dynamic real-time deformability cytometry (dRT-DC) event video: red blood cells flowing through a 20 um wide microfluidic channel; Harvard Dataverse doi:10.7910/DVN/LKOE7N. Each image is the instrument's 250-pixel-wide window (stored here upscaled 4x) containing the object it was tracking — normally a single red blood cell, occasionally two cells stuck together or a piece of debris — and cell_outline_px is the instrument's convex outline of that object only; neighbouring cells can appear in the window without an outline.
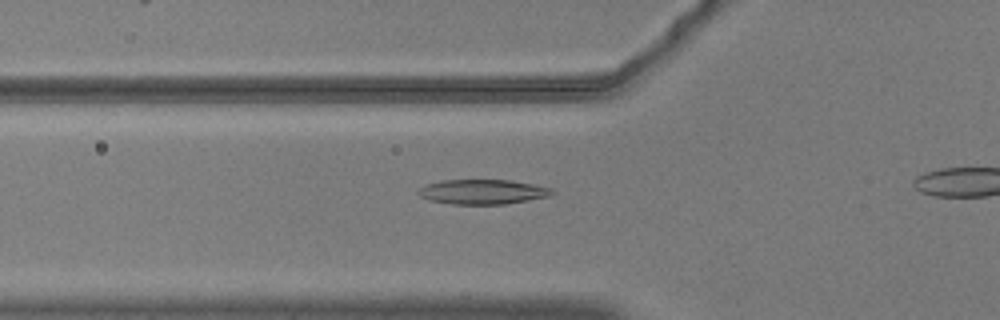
{"species": "common noctule bat (a hibernating species)", "species_latin": "Nyctalus noctula", "temperature_condition": "warm", "stored_images_in_passage": 38, "camera_frame_rate_fps": 3000, "um_per_image_px": 0.085, "animal": {"sex": "male", "body_mass_g": 20.5, "forearm_length_mm": 52.5}, "frame": {"image": 1, "passage_image": 12, "time_ms": 3.667, "image_size_px": [1000, 320], "cell_outline_px": [[556, 192], [552, 196], [504, 204], [452, 204], [428, 200], [420, 196], [416, 192], [424, 184], [440, 180], [508, 180], [532, 184], [552, 188]], "centroid_in_image_um": [41.01, 16.3], "position_along_channel_um": 84.8, "area_um2": 19.42}}
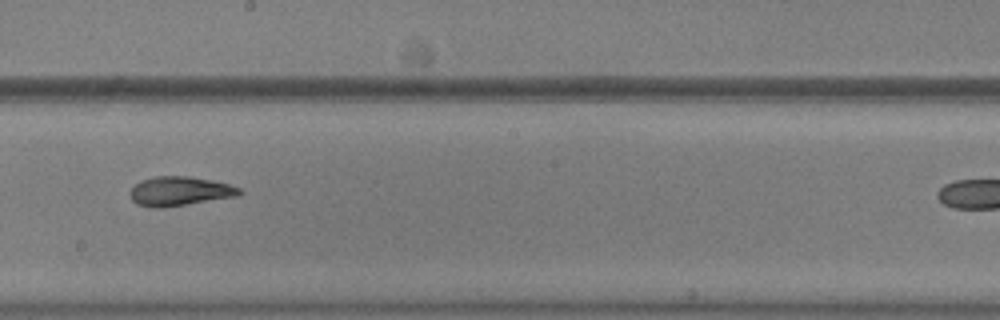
{"frame": {"image": 2, "passage_image": 24, "time_ms": 7.667, "image_size_px": [1000, 320], "cell_outline_px": [[244, 192], [236, 196], [160, 208], [156, 208], [136, 204], [132, 200], [128, 192], [140, 180], [156, 176], [188, 176], [212, 180], [228, 184], [240, 188]], "centroid_in_image_um": [15.24, 16.24], "position_along_channel_um": 233.0, "area_um2": 18.5}}
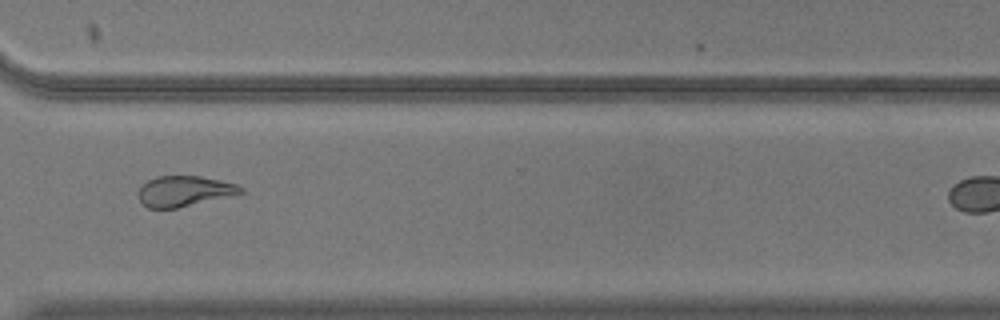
{"frame": {"image": 3, "passage_image": 34, "time_ms": 11.0, "image_size_px": [1000, 320], "cell_outline_px": [[244, 192], [228, 196], [176, 208], [148, 208], [140, 200], [136, 192], [148, 180], [156, 176], [200, 176], [220, 180], [236, 184], [244, 188]], "centroid_in_image_um": [15.64, 16.24], "position_along_channel_um": 355.0, "area_um2": 17.98}}